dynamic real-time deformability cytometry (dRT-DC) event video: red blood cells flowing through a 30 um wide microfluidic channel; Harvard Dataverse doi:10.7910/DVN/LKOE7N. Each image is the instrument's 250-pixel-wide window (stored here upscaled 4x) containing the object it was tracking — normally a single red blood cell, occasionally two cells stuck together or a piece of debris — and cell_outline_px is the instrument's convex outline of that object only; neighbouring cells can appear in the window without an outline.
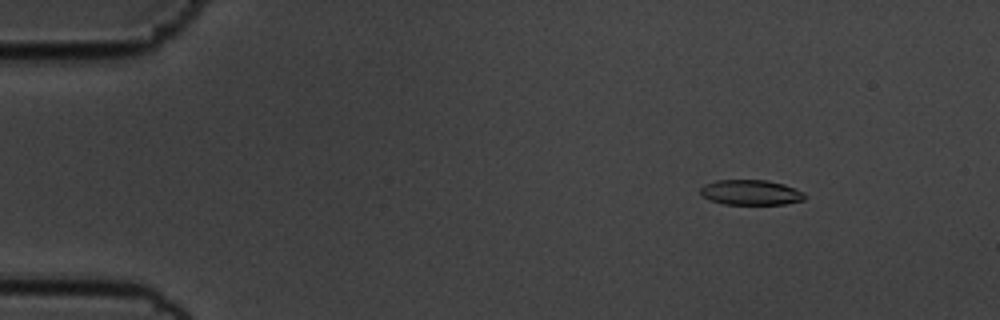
{"species": "common noctule bat (a hibernating species)", "species_latin": "Nyctalus noctula", "temperature_condition": "cold", "stored_images_in_passage": 56, "camera_frame_rate_fps": 3000, "um_per_image_px": 0.085, "animal": {"sex": "male", "body_mass_g": 19.5, "forearm_length_mm": 54.6}, "frame": {"image": 1, "passage_image": 7, "time_ms": 2.0, "image_size_px": [1000, 320], "cell_outline_px": [[804, 200], [784, 204], [724, 204], [712, 200], [704, 196], [700, 192], [700, 188], [704, 184], [716, 180], [768, 180], [784, 184], [804, 192]], "centroid_in_image_um": [63.82, 16.35], "position_along_channel_um": 21.2, "area_um2": 15.2}}
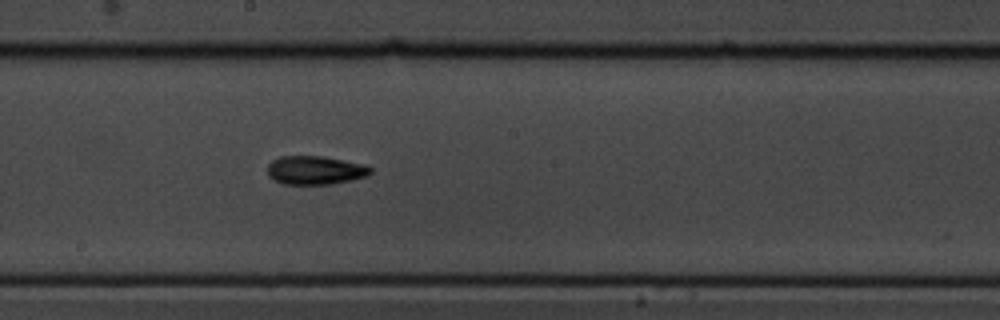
{"frame": {"image": 2, "passage_image": 31, "time_ms": 10.0, "image_size_px": [1000, 320], "cell_outline_px": [[372, 172], [368, 176], [352, 180], [332, 184], [284, 184], [272, 180], [268, 176], [268, 164], [272, 160], [280, 156], [324, 156], [364, 164], [372, 168]], "centroid_in_image_um": [26.79, 14.47], "position_along_channel_um": 221.4, "area_um2": 17.4}}
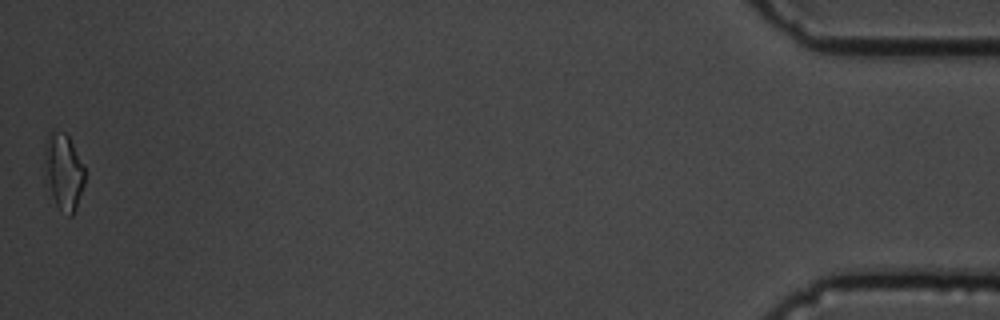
{"frame": {"image": 3, "passage_image": 56, "time_ms": 18.333, "image_size_px": [1000, 320], "cell_outline_px": [[84, 184], [76, 208], [72, 216], [68, 216], [56, 204], [52, 196], [48, 176], [44, 152], [44, 144], [48, 132], [52, 128], [64, 132], [68, 136], [84, 168]], "centroid_in_image_um": [5.41, 14.53], "position_along_channel_um": 429.8, "area_um2": 17.34}, "authors_computed_cell_mechanics": {"area_um2": 16.5886, "velocity_mm_per_s": 3.5779, "shape_relaxation_time_tau1_ms": 4.9103, "shape_relaxation_time_tau2_ms": 4.357, "deformation_change_tau1": 0.1515, "deformation_change_tau2": 0.104}}